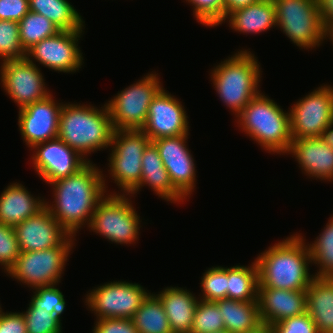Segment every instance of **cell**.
<instances>
[{"instance_id":"obj_11","label":"cell","mask_w":333,"mask_h":333,"mask_svg":"<svg viewBox=\"0 0 333 333\" xmlns=\"http://www.w3.org/2000/svg\"><path fill=\"white\" fill-rule=\"evenodd\" d=\"M149 293L138 283L114 281L99 286L85 296L90 311L96 319H132Z\"/></svg>"},{"instance_id":"obj_28","label":"cell","mask_w":333,"mask_h":333,"mask_svg":"<svg viewBox=\"0 0 333 333\" xmlns=\"http://www.w3.org/2000/svg\"><path fill=\"white\" fill-rule=\"evenodd\" d=\"M29 11L47 17L61 31L82 30L81 15L67 0H28Z\"/></svg>"},{"instance_id":"obj_7","label":"cell","mask_w":333,"mask_h":333,"mask_svg":"<svg viewBox=\"0 0 333 333\" xmlns=\"http://www.w3.org/2000/svg\"><path fill=\"white\" fill-rule=\"evenodd\" d=\"M276 26L298 47L309 49L325 40L317 0H273Z\"/></svg>"},{"instance_id":"obj_13","label":"cell","mask_w":333,"mask_h":333,"mask_svg":"<svg viewBox=\"0 0 333 333\" xmlns=\"http://www.w3.org/2000/svg\"><path fill=\"white\" fill-rule=\"evenodd\" d=\"M0 68L3 89L19 109L50 95L40 69L27 58L1 62Z\"/></svg>"},{"instance_id":"obj_25","label":"cell","mask_w":333,"mask_h":333,"mask_svg":"<svg viewBox=\"0 0 333 333\" xmlns=\"http://www.w3.org/2000/svg\"><path fill=\"white\" fill-rule=\"evenodd\" d=\"M307 312L318 333H333V277H314L306 289Z\"/></svg>"},{"instance_id":"obj_10","label":"cell","mask_w":333,"mask_h":333,"mask_svg":"<svg viewBox=\"0 0 333 333\" xmlns=\"http://www.w3.org/2000/svg\"><path fill=\"white\" fill-rule=\"evenodd\" d=\"M73 246L21 252L14 266L7 272L32 289L59 283L67 257Z\"/></svg>"},{"instance_id":"obj_45","label":"cell","mask_w":333,"mask_h":333,"mask_svg":"<svg viewBox=\"0 0 333 333\" xmlns=\"http://www.w3.org/2000/svg\"><path fill=\"white\" fill-rule=\"evenodd\" d=\"M259 0H225V18L235 10L257 3Z\"/></svg>"},{"instance_id":"obj_16","label":"cell","mask_w":333,"mask_h":333,"mask_svg":"<svg viewBox=\"0 0 333 333\" xmlns=\"http://www.w3.org/2000/svg\"><path fill=\"white\" fill-rule=\"evenodd\" d=\"M21 252L45 250L56 246H74L69 235L44 207L14 227Z\"/></svg>"},{"instance_id":"obj_22","label":"cell","mask_w":333,"mask_h":333,"mask_svg":"<svg viewBox=\"0 0 333 333\" xmlns=\"http://www.w3.org/2000/svg\"><path fill=\"white\" fill-rule=\"evenodd\" d=\"M34 198L19 183H12L0 195V223L15 227L45 207L44 199Z\"/></svg>"},{"instance_id":"obj_44","label":"cell","mask_w":333,"mask_h":333,"mask_svg":"<svg viewBox=\"0 0 333 333\" xmlns=\"http://www.w3.org/2000/svg\"><path fill=\"white\" fill-rule=\"evenodd\" d=\"M321 22L326 28L333 24V0H317Z\"/></svg>"},{"instance_id":"obj_21","label":"cell","mask_w":333,"mask_h":333,"mask_svg":"<svg viewBox=\"0 0 333 333\" xmlns=\"http://www.w3.org/2000/svg\"><path fill=\"white\" fill-rule=\"evenodd\" d=\"M288 154L295 156L304 174L333 180V149L319 138L292 139Z\"/></svg>"},{"instance_id":"obj_48","label":"cell","mask_w":333,"mask_h":333,"mask_svg":"<svg viewBox=\"0 0 333 333\" xmlns=\"http://www.w3.org/2000/svg\"><path fill=\"white\" fill-rule=\"evenodd\" d=\"M326 37H328L333 42V24H330L325 28V38Z\"/></svg>"},{"instance_id":"obj_8","label":"cell","mask_w":333,"mask_h":333,"mask_svg":"<svg viewBox=\"0 0 333 333\" xmlns=\"http://www.w3.org/2000/svg\"><path fill=\"white\" fill-rule=\"evenodd\" d=\"M131 202L125 194L107 193L98 202L88 227L116 244L137 241L141 221Z\"/></svg>"},{"instance_id":"obj_18","label":"cell","mask_w":333,"mask_h":333,"mask_svg":"<svg viewBox=\"0 0 333 333\" xmlns=\"http://www.w3.org/2000/svg\"><path fill=\"white\" fill-rule=\"evenodd\" d=\"M188 135L164 137L152 141L159 151L173 187L185 199L194 191L196 182L194 159L186 145Z\"/></svg>"},{"instance_id":"obj_30","label":"cell","mask_w":333,"mask_h":333,"mask_svg":"<svg viewBox=\"0 0 333 333\" xmlns=\"http://www.w3.org/2000/svg\"><path fill=\"white\" fill-rule=\"evenodd\" d=\"M132 320L138 333H173L161 301L150 292Z\"/></svg>"},{"instance_id":"obj_17","label":"cell","mask_w":333,"mask_h":333,"mask_svg":"<svg viewBox=\"0 0 333 333\" xmlns=\"http://www.w3.org/2000/svg\"><path fill=\"white\" fill-rule=\"evenodd\" d=\"M181 102L162 88L149 105L146 123L141 130L152 141L189 133L188 117Z\"/></svg>"},{"instance_id":"obj_27","label":"cell","mask_w":333,"mask_h":333,"mask_svg":"<svg viewBox=\"0 0 333 333\" xmlns=\"http://www.w3.org/2000/svg\"><path fill=\"white\" fill-rule=\"evenodd\" d=\"M225 330L230 333H244L262 323L257 301L217 300Z\"/></svg>"},{"instance_id":"obj_34","label":"cell","mask_w":333,"mask_h":333,"mask_svg":"<svg viewBox=\"0 0 333 333\" xmlns=\"http://www.w3.org/2000/svg\"><path fill=\"white\" fill-rule=\"evenodd\" d=\"M26 58L20 42L19 24L12 20H0V59L2 62Z\"/></svg>"},{"instance_id":"obj_6","label":"cell","mask_w":333,"mask_h":333,"mask_svg":"<svg viewBox=\"0 0 333 333\" xmlns=\"http://www.w3.org/2000/svg\"><path fill=\"white\" fill-rule=\"evenodd\" d=\"M151 142L141 129L114 130L109 157L110 176L126 196L139 185L142 175V156ZM113 146V147H112Z\"/></svg>"},{"instance_id":"obj_9","label":"cell","mask_w":333,"mask_h":333,"mask_svg":"<svg viewBox=\"0 0 333 333\" xmlns=\"http://www.w3.org/2000/svg\"><path fill=\"white\" fill-rule=\"evenodd\" d=\"M157 75H146L106 103L114 130L141 129L144 126L149 105L163 88Z\"/></svg>"},{"instance_id":"obj_26","label":"cell","mask_w":333,"mask_h":333,"mask_svg":"<svg viewBox=\"0 0 333 333\" xmlns=\"http://www.w3.org/2000/svg\"><path fill=\"white\" fill-rule=\"evenodd\" d=\"M275 4L273 0H259L257 3L230 13L229 27L242 33H260L276 26Z\"/></svg>"},{"instance_id":"obj_3","label":"cell","mask_w":333,"mask_h":333,"mask_svg":"<svg viewBox=\"0 0 333 333\" xmlns=\"http://www.w3.org/2000/svg\"><path fill=\"white\" fill-rule=\"evenodd\" d=\"M101 108L70 102L63 104L58 138L83 157L110 147L114 128L106 103Z\"/></svg>"},{"instance_id":"obj_31","label":"cell","mask_w":333,"mask_h":333,"mask_svg":"<svg viewBox=\"0 0 333 333\" xmlns=\"http://www.w3.org/2000/svg\"><path fill=\"white\" fill-rule=\"evenodd\" d=\"M20 42L25 51L61 30L47 17L29 11L19 22Z\"/></svg>"},{"instance_id":"obj_37","label":"cell","mask_w":333,"mask_h":333,"mask_svg":"<svg viewBox=\"0 0 333 333\" xmlns=\"http://www.w3.org/2000/svg\"><path fill=\"white\" fill-rule=\"evenodd\" d=\"M29 307H40L47 312L54 314L61 320V314L65 309V299L62 292L56 287V284L37 287L35 289Z\"/></svg>"},{"instance_id":"obj_14","label":"cell","mask_w":333,"mask_h":333,"mask_svg":"<svg viewBox=\"0 0 333 333\" xmlns=\"http://www.w3.org/2000/svg\"><path fill=\"white\" fill-rule=\"evenodd\" d=\"M82 32L83 30L60 31L34 44L26 51V58L31 62L35 59L45 67L58 72H76L83 62L78 46Z\"/></svg>"},{"instance_id":"obj_33","label":"cell","mask_w":333,"mask_h":333,"mask_svg":"<svg viewBox=\"0 0 333 333\" xmlns=\"http://www.w3.org/2000/svg\"><path fill=\"white\" fill-rule=\"evenodd\" d=\"M224 330L223 318L216 302L200 298L190 333H216Z\"/></svg>"},{"instance_id":"obj_49","label":"cell","mask_w":333,"mask_h":333,"mask_svg":"<svg viewBox=\"0 0 333 333\" xmlns=\"http://www.w3.org/2000/svg\"><path fill=\"white\" fill-rule=\"evenodd\" d=\"M216 333H230L227 330L221 331V332H216Z\"/></svg>"},{"instance_id":"obj_36","label":"cell","mask_w":333,"mask_h":333,"mask_svg":"<svg viewBox=\"0 0 333 333\" xmlns=\"http://www.w3.org/2000/svg\"><path fill=\"white\" fill-rule=\"evenodd\" d=\"M27 333H62V323L54 314L40 307H28L22 312Z\"/></svg>"},{"instance_id":"obj_23","label":"cell","mask_w":333,"mask_h":333,"mask_svg":"<svg viewBox=\"0 0 333 333\" xmlns=\"http://www.w3.org/2000/svg\"><path fill=\"white\" fill-rule=\"evenodd\" d=\"M145 185L151 187L159 197L171 203L183 202L185 199L173 187L159 151L153 142H150L143 152L141 181L130 194L135 195L134 193Z\"/></svg>"},{"instance_id":"obj_32","label":"cell","mask_w":333,"mask_h":333,"mask_svg":"<svg viewBox=\"0 0 333 333\" xmlns=\"http://www.w3.org/2000/svg\"><path fill=\"white\" fill-rule=\"evenodd\" d=\"M314 243L308 244L312 263L317 264L316 277H333V216Z\"/></svg>"},{"instance_id":"obj_5","label":"cell","mask_w":333,"mask_h":333,"mask_svg":"<svg viewBox=\"0 0 333 333\" xmlns=\"http://www.w3.org/2000/svg\"><path fill=\"white\" fill-rule=\"evenodd\" d=\"M257 61L254 54L243 49L212 69L213 86L235 116L260 93L261 69Z\"/></svg>"},{"instance_id":"obj_40","label":"cell","mask_w":333,"mask_h":333,"mask_svg":"<svg viewBox=\"0 0 333 333\" xmlns=\"http://www.w3.org/2000/svg\"><path fill=\"white\" fill-rule=\"evenodd\" d=\"M271 330L272 333H318L308 312L272 324Z\"/></svg>"},{"instance_id":"obj_20","label":"cell","mask_w":333,"mask_h":333,"mask_svg":"<svg viewBox=\"0 0 333 333\" xmlns=\"http://www.w3.org/2000/svg\"><path fill=\"white\" fill-rule=\"evenodd\" d=\"M257 302L261 321L268 325L307 312L306 290L258 287Z\"/></svg>"},{"instance_id":"obj_4","label":"cell","mask_w":333,"mask_h":333,"mask_svg":"<svg viewBox=\"0 0 333 333\" xmlns=\"http://www.w3.org/2000/svg\"><path fill=\"white\" fill-rule=\"evenodd\" d=\"M242 131L269 153H288L291 146L290 112L285 113L274 100L256 95L236 116Z\"/></svg>"},{"instance_id":"obj_35","label":"cell","mask_w":333,"mask_h":333,"mask_svg":"<svg viewBox=\"0 0 333 333\" xmlns=\"http://www.w3.org/2000/svg\"><path fill=\"white\" fill-rule=\"evenodd\" d=\"M201 279L202 300L216 302L227 298V267L209 268Z\"/></svg>"},{"instance_id":"obj_47","label":"cell","mask_w":333,"mask_h":333,"mask_svg":"<svg viewBox=\"0 0 333 333\" xmlns=\"http://www.w3.org/2000/svg\"><path fill=\"white\" fill-rule=\"evenodd\" d=\"M244 333H272V330H271V325H268L267 323L262 322L256 328L251 329Z\"/></svg>"},{"instance_id":"obj_41","label":"cell","mask_w":333,"mask_h":333,"mask_svg":"<svg viewBox=\"0 0 333 333\" xmlns=\"http://www.w3.org/2000/svg\"><path fill=\"white\" fill-rule=\"evenodd\" d=\"M95 323L93 333H138L132 319L102 318Z\"/></svg>"},{"instance_id":"obj_12","label":"cell","mask_w":333,"mask_h":333,"mask_svg":"<svg viewBox=\"0 0 333 333\" xmlns=\"http://www.w3.org/2000/svg\"><path fill=\"white\" fill-rule=\"evenodd\" d=\"M289 112L292 139L319 138L333 122V87L317 88L293 104Z\"/></svg>"},{"instance_id":"obj_19","label":"cell","mask_w":333,"mask_h":333,"mask_svg":"<svg viewBox=\"0 0 333 333\" xmlns=\"http://www.w3.org/2000/svg\"><path fill=\"white\" fill-rule=\"evenodd\" d=\"M62 103L50 94L43 100L19 109L18 125L23 140L31 148L38 143L58 138Z\"/></svg>"},{"instance_id":"obj_29","label":"cell","mask_w":333,"mask_h":333,"mask_svg":"<svg viewBox=\"0 0 333 333\" xmlns=\"http://www.w3.org/2000/svg\"><path fill=\"white\" fill-rule=\"evenodd\" d=\"M258 266L256 261L251 266L236 265L227 268V298L238 301H257Z\"/></svg>"},{"instance_id":"obj_24","label":"cell","mask_w":333,"mask_h":333,"mask_svg":"<svg viewBox=\"0 0 333 333\" xmlns=\"http://www.w3.org/2000/svg\"><path fill=\"white\" fill-rule=\"evenodd\" d=\"M161 301L173 333H190L198 299L180 287L164 288L155 294Z\"/></svg>"},{"instance_id":"obj_2","label":"cell","mask_w":333,"mask_h":333,"mask_svg":"<svg viewBox=\"0 0 333 333\" xmlns=\"http://www.w3.org/2000/svg\"><path fill=\"white\" fill-rule=\"evenodd\" d=\"M299 234L275 243L255 259L258 266V287L306 290L315 275H310V249Z\"/></svg>"},{"instance_id":"obj_39","label":"cell","mask_w":333,"mask_h":333,"mask_svg":"<svg viewBox=\"0 0 333 333\" xmlns=\"http://www.w3.org/2000/svg\"><path fill=\"white\" fill-rule=\"evenodd\" d=\"M20 253L14 227L0 223V265L6 273L14 266Z\"/></svg>"},{"instance_id":"obj_46","label":"cell","mask_w":333,"mask_h":333,"mask_svg":"<svg viewBox=\"0 0 333 333\" xmlns=\"http://www.w3.org/2000/svg\"><path fill=\"white\" fill-rule=\"evenodd\" d=\"M333 122L329 124L320 134L319 139L333 149Z\"/></svg>"},{"instance_id":"obj_38","label":"cell","mask_w":333,"mask_h":333,"mask_svg":"<svg viewBox=\"0 0 333 333\" xmlns=\"http://www.w3.org/2000/svg\"><path fill=\"white\" fill-rule=\"evenodd\" d=\"M193 6V14L202 25L214 27L225 22V0H186Z\"/></svg>"},{"instance_id":"obj_43","label":"cell","mask_w":333,"mask_h":333,"mask_svg":"<svg viewBox=\"0 0 333 333\" xmlns=\"http://www.w3.org/2000/svg\"><path fill=\"white\" fill-rule=\"evenodd\" d=\"M0 333H27L23 314L2 312L0 314Z\"/></svg>"},{"instance_id":"obj_42","label":"cell","mask_w":333,"mask_h":333,"mask_svg":"<svg viewBox=\"0 0 333 333\" xmlns=\"http://www.w3.org/2000/svg\"><path fill=\"white\" fill-rule=\"evenodd\" d=\"M28 12V0H0V20L19 22Z\"/></svg>"},{"instance_id":"obj_15","label":"cell","mask_w":333,"mask_h":333,"mask_svg":"<svg viewBox=\"0 0 333 333\" xmlns=\"http://www.w3.org/2000/svg\"><path fill=\"white\" fill-rule=\"evenodd\" d=\"M32 161L35 170L46 183L76 174L90 160L69 147L60 138L34 145Z\"/></svg>"},{"instance_id":"obj_1","label":"cell","mask_w":333,"mask_h":333,"mask_svg":"<svg viewBox=\"0 0 333 333\" xmlns=\"http://www.w3.org/2000/svg\"><path fill=\"white\" fill-rule=\"evenodd\" d=\"M89 162L76 174L57 179L53 186L54 204L45 207L71 236L85 223L89 226L98 202L105 196L106 186L101 169Z\"/></svg>"}]
</instances>
